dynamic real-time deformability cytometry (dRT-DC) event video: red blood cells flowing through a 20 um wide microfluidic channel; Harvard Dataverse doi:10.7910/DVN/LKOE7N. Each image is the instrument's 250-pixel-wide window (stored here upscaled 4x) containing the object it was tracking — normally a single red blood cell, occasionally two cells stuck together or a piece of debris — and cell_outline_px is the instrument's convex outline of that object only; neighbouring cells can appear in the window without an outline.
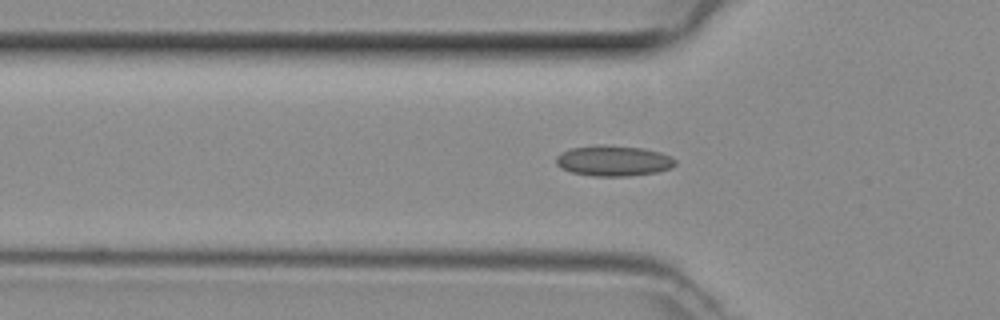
{"species": "common noctule bat (a hibernating species)", "species_latin": "Nyctalus noctula", "temperature_condition": "room temperature", "stored_images_in_passage": 34, "camera_frame_rate_fps": 3000, "um_per_image_px": 0.085, "animal": {"sex": "female", "body_mass_g": 29.2, "forearm_length_mm": 56.3}, "frame": {"image": 1, "passage_image": 12, "time_ms": 3.667, "image_size_px": [1000, 320], "cell_outline_px": [[676, 164], [672, 168], [656, 172], [628, 176], [592, 176], [572, 172], [560, 168], [556, 164], [556, 156], [560, 152], [572, 148], [600, 144], [604, 144], [644, 148], [660, 152], [676, 160]], "centroid_in_image_um": [52.12, 13.66], "position_along_channel_um": 73.7, "area_um2": 21.39}}
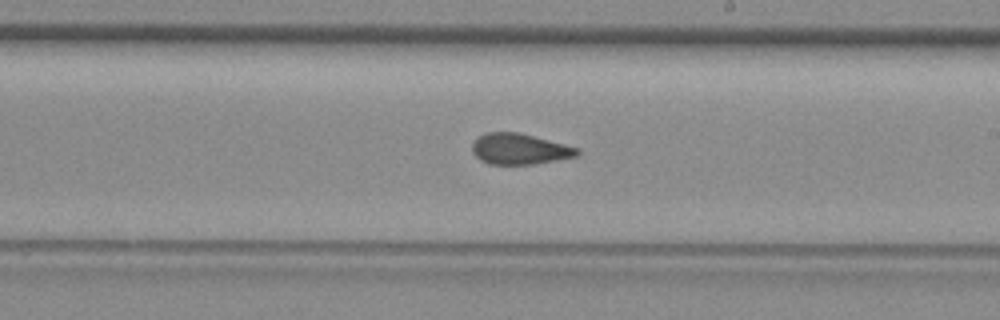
{"frame": {"image": 2, "passage_image": 24, "time_ms": 7.667, "image_size_px": [1000, 320], "cell_outline_px": [[580, 152], [576, 156], [532, 164], [488, 164], [480, 160], [472, 152], [472, 144], [484, 132], [520, 132], [580, 148]], "centroid_in_image_um": [44.15, 12.65], "position_along_channel_um": 244.8, "area_um2": 18.84}}
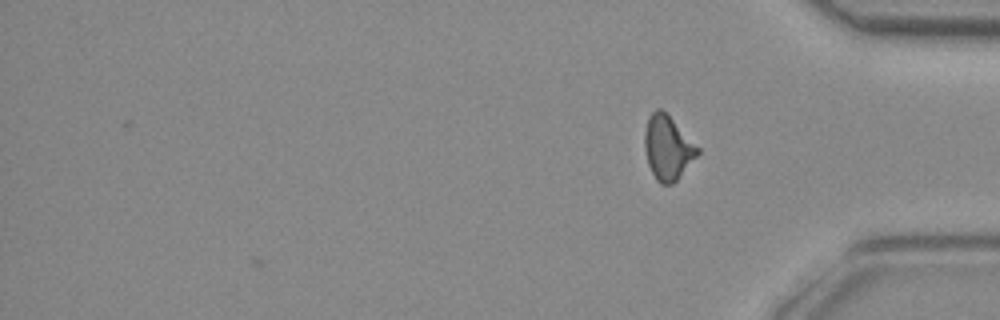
{"frame": {"image": 3, "passage_image": 34, "time_ms": 11.0, "image_size_px": [1000, 320], "cell_outline_px": [[700, 152], [676, 180], [672, 184], [660, 184], [656, 180], [648, 164], [644, 148], [644, 132], [648, 116], [656, 108], [660, 108], [700, 148]], "centroid_in_image_um": [56.72, 12.56], "position_along_channel_um": 378.5, "area_um2": 19.54}}